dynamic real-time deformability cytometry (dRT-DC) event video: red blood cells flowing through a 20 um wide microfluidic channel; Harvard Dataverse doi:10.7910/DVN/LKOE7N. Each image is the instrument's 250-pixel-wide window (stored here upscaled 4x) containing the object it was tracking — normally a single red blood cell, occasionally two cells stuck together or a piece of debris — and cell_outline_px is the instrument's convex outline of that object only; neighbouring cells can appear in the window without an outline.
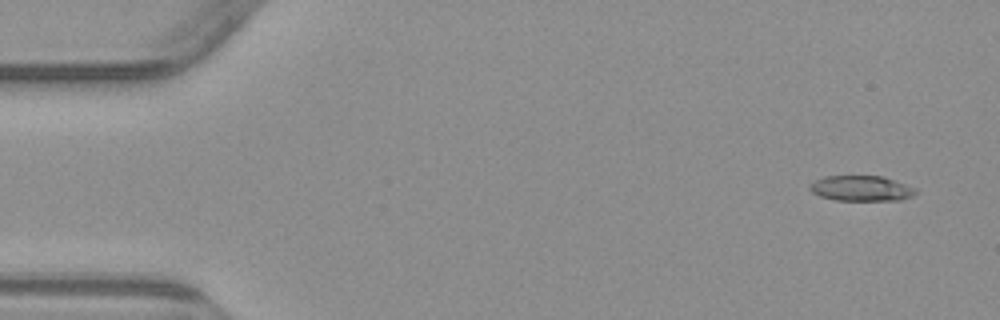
{"species": "common noctule bat (a hibernating species)", "species_latin": "Nyctalus noctula", "temperature_condition": "warm", "stored_images_in_passage": 5, "camera_frame_rate_fps": 3000, "um_per_image_px": 0.085, "animal": {"sex": "male", "body_mass_g": 23.1, "forearm_length_mm": 52.7}, "frame": {"image": 1, "passage_image": 1, "time_ms": 0.0, "image_size_px": [1000, 320], "cell_outline_px": [[916, 192], [912, 196], [900, 200], [836, 200], [820, 196], [812, 192], [808, 188], [808, 184], [824, 176], [880, 176], [916, 188]], "centroid_in_image_um": [73.16, 16.01], "position_along_channel_um": 11.8, "area_um2": 15.49}}
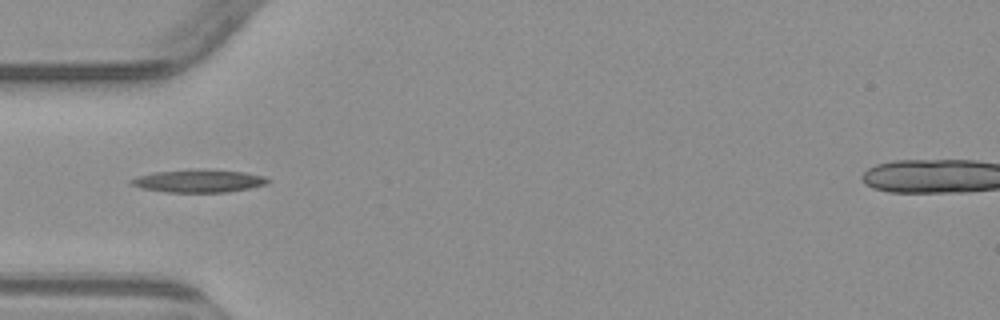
{"frame": {"image": 2, "passage_image": 5, "time_ms": 4.667, "image_size_px": [1000, 320], "cell_outline_px": [[272, 180], [268, 184], [228, 192], [168, 192], [140, 188], [132, 184], [128, 180], [140, 176], [156, 172], [244, 172], [264, 176]], "centroid_in_image_um": [16.93, 15.44], "position_along_channel_um": 68.1, "area_um2": 16.94}}